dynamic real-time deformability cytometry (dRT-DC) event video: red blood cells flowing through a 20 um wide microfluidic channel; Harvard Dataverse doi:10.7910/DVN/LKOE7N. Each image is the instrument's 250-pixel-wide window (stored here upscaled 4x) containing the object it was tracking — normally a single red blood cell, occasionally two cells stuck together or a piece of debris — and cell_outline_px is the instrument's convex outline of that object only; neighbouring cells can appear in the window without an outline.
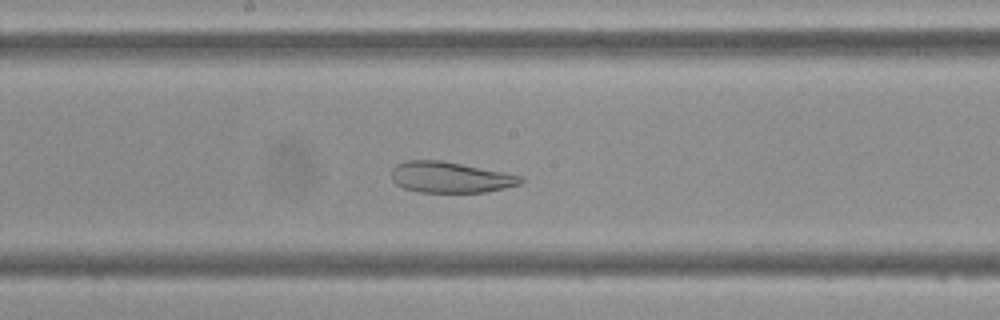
{"species": "Egyptian fruit bat (a non-hibernating species)", "species_latin": "Rousettus aegyptiacus", "temperature_condition": "cold", "stored_images_in_passage": 46, "camera_frame_rate_fps": 3000, "um_per_image_px": 0.085, "frame": {"image": 1, "passage_image": 23, "time_ms": 7.333, "image_size_px": [1000, 320], "cell_outline_px": [[524, 180], [520, 184], [504, 188], [484, 192], [416, 192], [404, 188], [396, 184], [392, 180], [392, 168], [396, 164], [408, 160], [440, 160], [504, 172], [520, 176]], "centroid_in_image_um": [38.24, 15.07], "position_along_channel_um": 210.0, "area_um2": 23.18}}
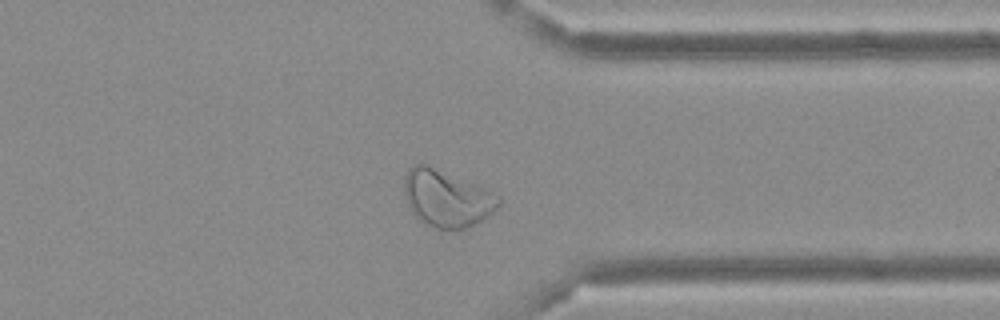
{"frame": {"image": 2, "passage_image": 35, "time_ms": 11.333, "image_size_px": [1000, 320], "cell_outline_px": [[500, 204], [492, 212], [468, 228], [436, 228], [420, 220], [408, 208], [404, 192], [404, 176], [408, 168], [416, 164], [428, 164], [484, 188], [500, 196]], "centroid_in_image_um": [37.93, 16.84], "position_along_channel_um": 373.5, "area_um2": 30.92}}
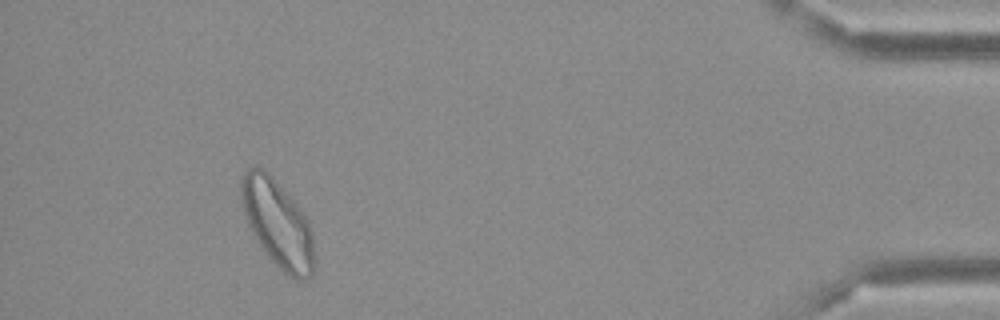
{"frame": {"image": 3, "passage_image": 42, "time_ms": 13.667, "image_size_px": [1000, 320], "cell_outline_px": [[316, 264], [312, 272], [308, 276], [300, 280], [296, 280], [284, 272], [268, 256], [252, 232], [244, 216], [240, 196], [240, 180], [244, 172], [248, 168], [256, 164], [268, 172], [272, 176], [300, 208], [312, 232]], "centroid_in_image_um": [23.58, 18.96], "position_along_channel_um": 411.6, "area_um2": 37.11}}